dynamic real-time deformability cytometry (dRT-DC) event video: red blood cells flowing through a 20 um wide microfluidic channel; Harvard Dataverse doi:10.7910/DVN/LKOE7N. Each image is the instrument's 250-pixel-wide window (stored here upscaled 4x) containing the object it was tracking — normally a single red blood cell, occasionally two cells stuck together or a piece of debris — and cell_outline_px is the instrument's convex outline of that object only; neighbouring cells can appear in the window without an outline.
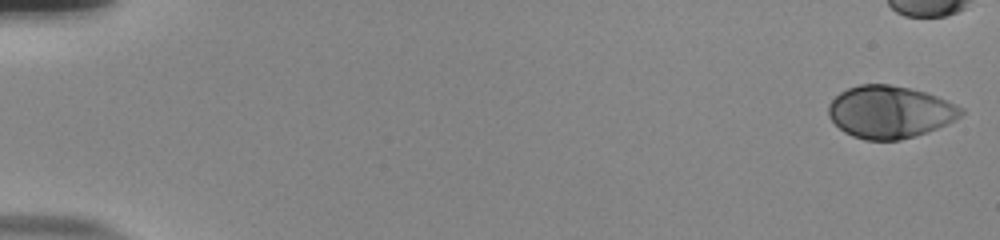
{"species": "human", "species_latin": "Homo sapiens", "temperature_condition": "room temperature", "stored_images_in_passage": 18, "camera_frame_rate_fps": 3000, "um_per_image_px": 0.085, "donor": {"sex": "male"}, "frame": {"image": 1, "passage_image": 1, "time_ms": 0.0, "image_size_px": [1000, 240], "cell_outline_px": [[964, 112], [956, 120], [936, 128], [900, 140], [864, 140], [852, 136], [844, 132], [828, 116], [828, 104], [840, 92], [848, 88], [860, 84], [888, 84], [908, 88], [924, 92], [936, 96], [964, 108]], "centroid_in_image_um": [75.61, 9.51], "position_along_channel_um": 9.4, "area_um2": 40.17}}